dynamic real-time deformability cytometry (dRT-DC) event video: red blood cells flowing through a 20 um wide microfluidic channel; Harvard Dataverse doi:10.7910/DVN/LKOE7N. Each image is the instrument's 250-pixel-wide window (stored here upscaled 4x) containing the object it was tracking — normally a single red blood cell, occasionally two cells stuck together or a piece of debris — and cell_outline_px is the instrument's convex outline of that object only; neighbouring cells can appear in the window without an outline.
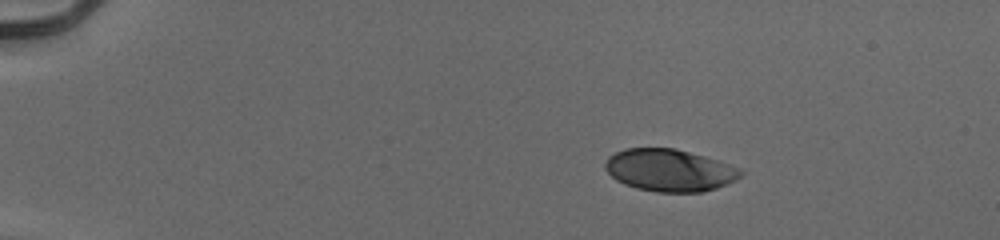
{"species": "human", "species_latin": "Homo sapiens", "temperature_condition": "cold", "stored_images_in_passage": 45, "camera_frame_rate_fps": 3000, "um_per_image_px": 0.085, "donor": {"sex": "male"}, "frame": {"image": 1, "passage_image": 1, "time_ms": 0.0, "image_size_px": [1000, 240], "cell_outline_px": [[744, 172], [740, 176], [716, 188], [700, 192], [656, 192], [636, 188], [624, 184], [616, 180], [604, 168], [604, 164], [608, 156], [624, 148], [676, 148], [704, 156], [740, 168]], "centroid_in_image_um": [56.86, 14.46], "position_along_channel_um": 28.1, "area_um2": 33.18}}
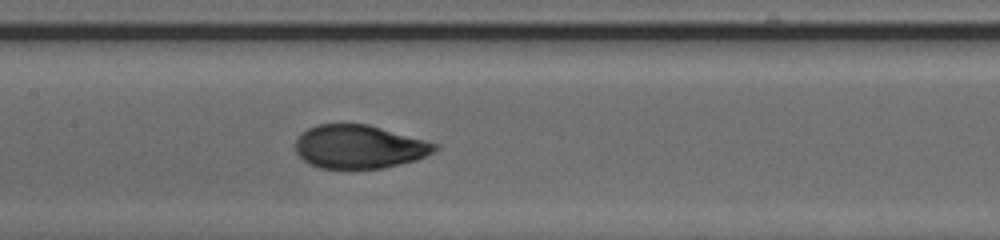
{"frame": {"image": 2, "passage_image": 20, "time_ms": 6.333, "image_size_px": [1000, 240], "cell_outline_px": [[440, 148], [436, 152], [416, 160], [384, 168], [320, 168], [308, 164], [296, 152], [296, 140], [308, 128], [316, 124], [368, 124], [440, 144]], "centroid_in_image_um": [30.58, 12.47], "position_along_channel_um": 176.8, "area_um2": 35.37}}
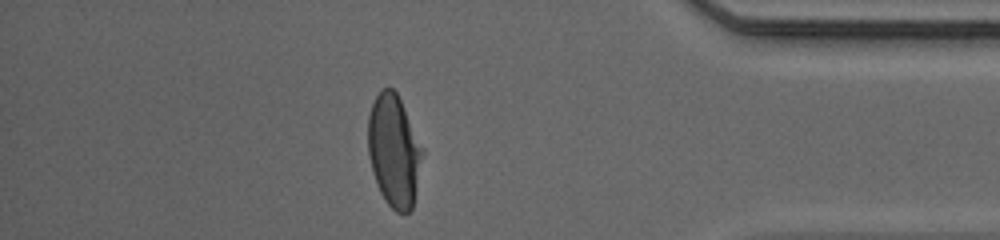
{"frame": {"image": 3, "passage_image": 39, "time_ms": 12.667, "image_size_px": [1000, 240], "cell_outline_px": [[424, 152], [412, 208], [404, 216], [396, 212], [384, 200], [376, 184], [372, 172], [368, 156], [368, 116], [372, 104], [380, 88], [392, 88], [396, 92], [424, 148]], "centroid_in_image_um": [33.48, 12.84], "position_along_channel_um": 401.7, "area_um2": 35.84}, "authors_computed_cell_mechanics": {"area_um2": 35.9516, "velocity_mm_per_s": 3.9587, "shape_relaxation_time_tau1_ms": 3.6059, "shape_relaxation_time_tau2_ms": null, "deformation_change_tau1": 0.1869, "deformation_change_tau2": null}}